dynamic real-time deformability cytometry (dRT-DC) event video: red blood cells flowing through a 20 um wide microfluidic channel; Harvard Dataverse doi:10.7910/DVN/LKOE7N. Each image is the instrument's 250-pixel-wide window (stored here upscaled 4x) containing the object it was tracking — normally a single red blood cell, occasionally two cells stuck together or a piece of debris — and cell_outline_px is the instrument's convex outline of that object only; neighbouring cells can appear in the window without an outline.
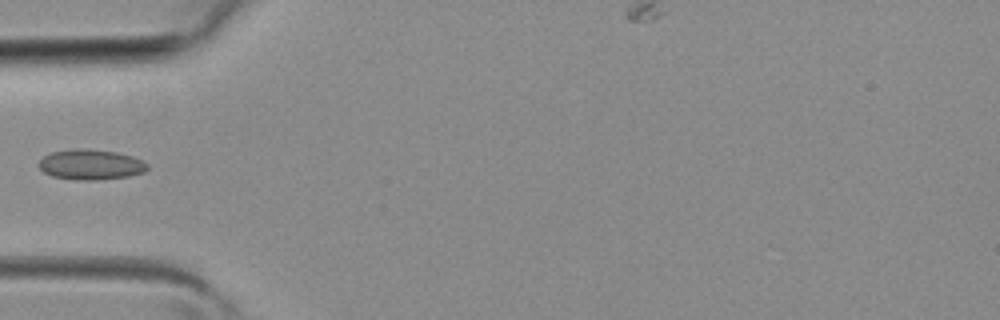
{"species": "common noctule bat (a hibernating species)", "species_latin": "Nyctalus noctula", "temperature_condition": "room temperature", "stored_images_in_passage": 3, "camera_frame_rate_fps": 3000, "um_per_image_px": 0.085, "animal": {"sex": "female", "body_mass_g": 19.3, "forearm_length_mm": 54.1}, "frame": {"image": 1, "passage_image": 3, "time_ms": 0.667, "image_size_px": [1000, 320], "cell_outline_px": [[148, 168], [144, 172], [128, 176], [100, 180], [76, 180], [52, 176], [44, 172], [40, 168], [40, 160], [44, 156], [52, 152], [116, 152], [132, 156], [148, 164]], "centroid_in_image_um": [7.76, 14.06], "position_along_channel_um": 77.2, "area_um2": 18.03}}